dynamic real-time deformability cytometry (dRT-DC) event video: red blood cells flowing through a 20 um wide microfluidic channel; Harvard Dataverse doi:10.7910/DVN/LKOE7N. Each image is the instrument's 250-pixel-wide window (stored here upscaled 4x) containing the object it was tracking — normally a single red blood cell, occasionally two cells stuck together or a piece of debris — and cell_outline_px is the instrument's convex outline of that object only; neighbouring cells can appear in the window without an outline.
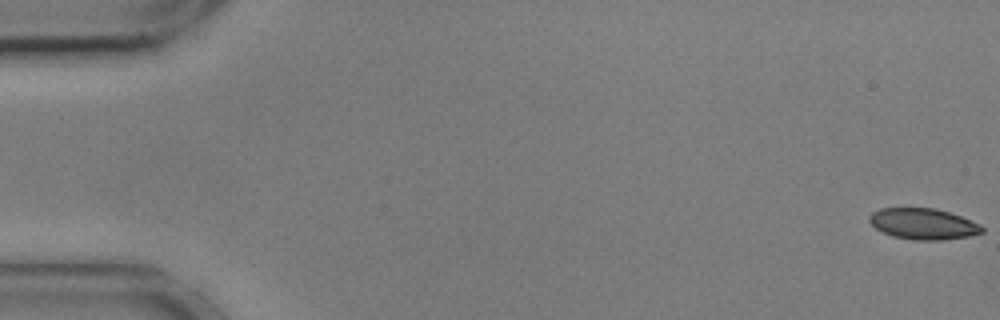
{"species": "common noctule bat (a hibernating species)", "species_latin": "Nyctalus noctula", "temperature_condition": "cold", "stored_images_in_passage": 56, "camera_frame_rate_fps": 3000, "um_per_image_px": 0.085, "animal": {"sex": "male", "body_mass_g": 17.9, "forearm_length_mm": 54.2}, "frame": {"image": 1, "passage_image": 1, "time_ms": 0.0, "image_size_px": [1000, 320], "cell_outline_px": [[984, 232], [968, 236], [944, 240], [912, 240], [892, 236], [876, 228], [868, 220], [868, 216], [872, 212], [880, 208], [936, 208], [960, 216], [980, 224], [984, 228]], "centroid_in_image_um": [78.47, 19.03], "position_along_channel_um": 6.5, "area_um2": 20.4}}
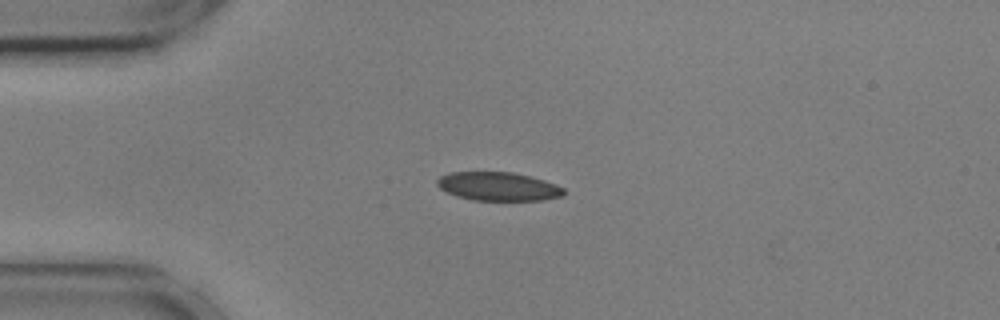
{"frame": {"image": 2, "passage_image": 14, "time_ms": 4.333, "image_size_px": [1000, 320], "cell_outline_px": [[564, 196], [544, 200], [472, 200], [456, 196], [440, 188], [436, 184], [436, 180], [440, 176], [448, 172], [512, 172], [544, 180], [556, 184], [564, 188]], "centroid_in_image_um": [42.34, 15.85], "position_along_channel_um": 42.7, "area_um2": 21.15}}
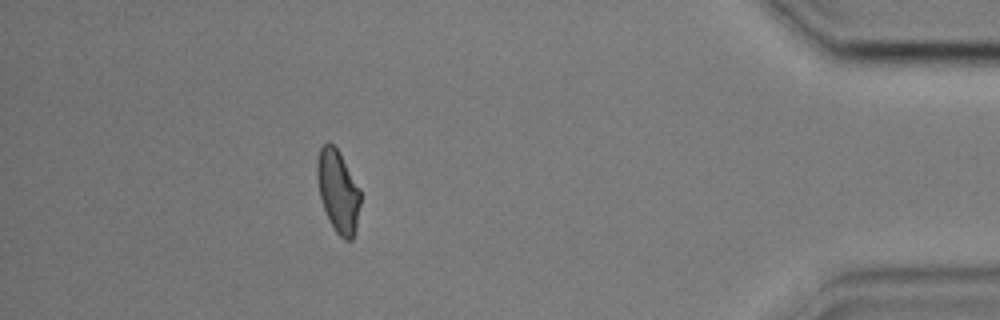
{"frame": {"image": 3, "passage_image": 50, "time_ms": 16.333, "image_size_px": [1000, 320], "cell_outline_px": [[360, 204], [356, 232], [352, 240], [344, 240], [336, 232], [324, 208], [320, 196], [316, 176], [316, 160], [320, 148], [328, 140], [336, 148], [360, 188]], "centroid_in_image_um": [28.73, 16.25], "position_along_channel_um": 406.5, "area_um2": 20.69}, "authors_computed_cell_mechanics": {"area_um2": 21.386, "velocity_mm_per_s": 3.6198, "shape_relaxation_time_tau1_ms": 8.9285, "shape_relaxation_time_tau2_ms": 1.6891, "deformation_change_tau1": 0.1422, "deformation_change_tau2": 0.0521}}